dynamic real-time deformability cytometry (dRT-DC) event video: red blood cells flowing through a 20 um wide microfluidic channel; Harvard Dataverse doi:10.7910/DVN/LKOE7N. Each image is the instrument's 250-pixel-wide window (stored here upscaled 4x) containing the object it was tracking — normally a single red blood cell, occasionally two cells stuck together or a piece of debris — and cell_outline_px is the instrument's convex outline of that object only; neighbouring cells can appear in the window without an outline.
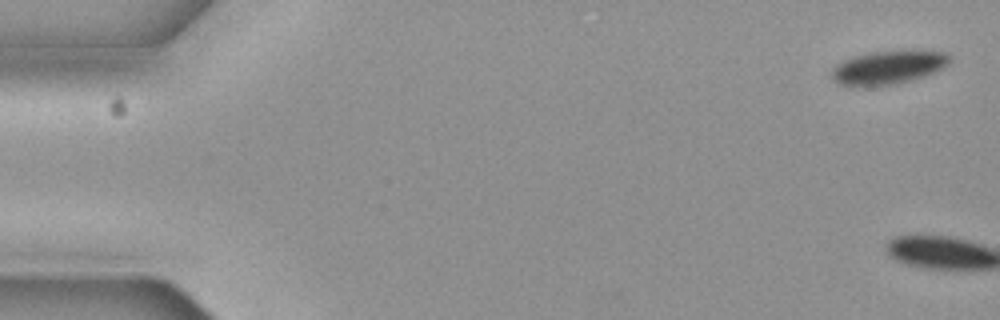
{"species": "common noctule bat (a hibernating species)", "species_latin": "Nyctalus noctula", "temperature_condition": "cold", "stored_images_in_passage": 5, "camera_frame_rate_fps": 3000, "um_per_image_px": 0.085, "animal": {"sex": "female", "body_mass_g": 19.3, "forearm_length_mm": 54.1}, "frame": {"image": 1, "passage_image": 1, "time_ms": 0.0, "image_size_px": [1000, 320], "cell_outline_px": [[952, 60], [948, 64], [924, 76], [912, 80], [896, 84], [840, 84], [832, 80], [832, 68], [836, 64], [844, 60], [856, 56], [872, 52], [944, 52], [952, 56]], "centroid_in_image_um": [75.5, 5.73], "position_along_channel_um": 9.5, "area_um2": 21.96}}